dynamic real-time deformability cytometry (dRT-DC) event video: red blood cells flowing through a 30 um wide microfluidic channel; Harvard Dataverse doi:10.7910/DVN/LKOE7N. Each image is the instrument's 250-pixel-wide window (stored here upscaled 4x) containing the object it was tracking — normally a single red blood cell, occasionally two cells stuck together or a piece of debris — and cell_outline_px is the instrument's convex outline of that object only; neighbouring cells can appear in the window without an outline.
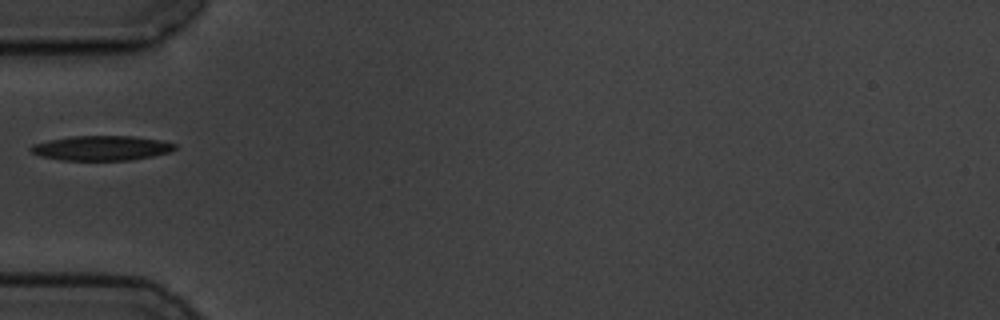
{"species": "common noctule bat (a hibernating species)", "species_latin": "Nyctalus noctula", "temperature_condition": "cold", "stored_images_in_passage": 1, "camera_frame_rate_fps": 3000, "um_per_image_px": 0.085, "animal": {"sex": "male", "body_mass_g": 19.5, "forearm_length_mm": 54.6}, "frame": {"image": 1, "passage_image": 1, "time_ms": 0.0, "image_size_px": [1000, 320], "cell_outline_px": [[176, 148], [168, 152], [152, 156], [132, 160], [60, 160], [40, 156], [32, 152], [28, 148], [32, 144], [48, 140], [72, 136], [132, 136], [160, 140], [176, 144]], "centroid_in_image_um": [8.59, 12.58], "position_along_channel_um": 76.4, "area_um2": 20.75}}